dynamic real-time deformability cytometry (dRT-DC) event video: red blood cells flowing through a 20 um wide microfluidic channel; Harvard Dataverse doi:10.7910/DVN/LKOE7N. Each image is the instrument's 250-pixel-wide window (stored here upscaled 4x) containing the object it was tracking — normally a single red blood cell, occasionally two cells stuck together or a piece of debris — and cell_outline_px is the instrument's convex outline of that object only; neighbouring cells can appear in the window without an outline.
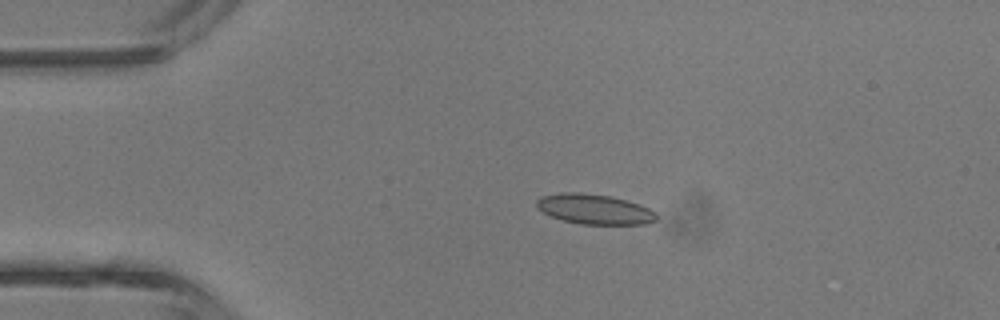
{"species": "common noctule bat (a hibernating species)", "species_latin": "Nyctalus noctula", "temperature_condition": "room temperature", "stored_images_in_passage": 3, "camera_frame_rate_fps": 3000, "um_per_image_px": 0.085, "animal": {"sex": "male", "body_mass_g": 13.3}, "frame": {"image": 1, "passage_image": 2, "time_ms": 1.333, "image_size_px": [1000, 320], "cell_outline_px": [[656, 220], [648, 224], [580, 224], [564, 220], [552, 216], [536, 208], [536, 200], [540, 196], [560, 192], [580, 192], [608, 196], [640, 204], [656, 212]], "centroid_in_image_um": [50.51, 17.77], "position_along_channel_um": 34.5, "area_um2": 20.92}}